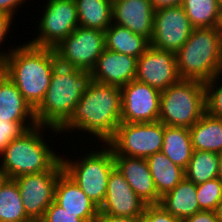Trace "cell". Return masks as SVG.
Instances as JSON below:
<instances>
[{"label": "cell", "mask_w": 222, "mask_h": 222, "mask_svg": "<svg viewBox=\"0 0 222 222\" xmlns=\"http://www.w3.org/2000/svg\"><path fill=\"white\" fill-rule=\"evenodd\" d=\"M121 100L120 87L92 81L59 133L82 131L78 134L91 136L88 140L107 143L121 124Z\"/></svg>", "instance_id": "6da1fadb"}, {"label": "cell", "mask_w": 222, "mask_h": 222, "mask_svg": "<svg viewBox=\"0 0 222 222\" xmlns=\"http://www.w3.org/2000/svg\"><path fill=\"white\" fill-rule=\"evenodd\" d=\"M57 63L54 48L36 47L25 41L15 45L0 70L35 110L45 97Z\"/></svg>", "instance_id": "7a4b0ae2"}, {"label": "cell", "mask_w": 222, "mask_h": 222, "mask_svg": "<svg viewBox=\"0 0 222 222\" xmlns=\"http://www.w3.org/2000/svg\"><path fill=\"white\" fill-rule=\"evenodd\" d=\"M92 81L91 71L57 63L45 97L35 109L37 125L59 130L69 120Z\"/></svg>", "instance_id": "3957f363"}, {"label": "cell", "mask_w": 222, "mask_h": 222, "mask_svg": "<svg viewBox=\"0 0 222 222\" xmlns=\"http://www.w3.org/2000/svg\"><path fill=\"white\" fill-rule=\"evenodd\" d=\"M62 136L57 129L36 125L13 139L0 155V171L10 179L24 174L50 170L60 159V153L48 146L44 130ZM46 138H45V137Z\"/></svg>", "instance_id": "277c9868"}, {"label": "cell", "mask_w": 222, "mask_h": 222, "mask_svg": "<svg viewBox=\"0 0 222 222\" xmlns=\"http://www.w3.org/2000/svg\"><path fill=\"white\" fill-rule=\"evenodd\" d=\"M175 55L181 79L209 82L221 72V28H194Z\"/></svg>", "instance_id": "5b68a950"}, {"label": "cell", "mask_w": 222, "mask_h": 222, "mask_svg": "<svg viewBox=\"0 0 222 222\" xmlns=\"http://www.w3.org/2000/svg\"><path fill=\"white\" fill-rule=\"evenodd\" d=\"M93 148L89 153L85 150L86 155L80 150L79 155L84 154L80 158L61 156V162L63 171L100 207L106 197L108 178L115 167V160L113 150L107 143H99Z\"/></svg>", "instance_id": "8992f818"}, {"label": "cell", "mask_w": 222, "mask_h": 222, "mask_svg": "<svg viewBox=\"0 0 222 222\" xmlns=\"http://www.w3.org/2000/svg\"><path fill=\"white\" fill-rule=\"evenodd\" d=\"M205 112V83L180 79L161 91L158 121L164 125L190 128Z\"/></svg>", "instance_id": "52a82bcc"}, {"label": "cell", "mask_w": 222, "mask_h": 222, "mask_svg": "<svg viewBox=\"0 0 222 222\" xmlns=\"http://www.w3.org/2000/svg\"><path fill=\"white\" fill-rule=\"evenodd\" d=\"M164 124L124 123L118 126L114 136L107 142L113 155L147 158L162 150Z\"/></svg>", "instance_id": "ba28073f"}, {"label": "cell", "mask_w": 222, "mask_h": 222, "mask_svg": "<svg viewBox=\"0 0 222 222\" xmlns=\"http://www.w3.org/2000/svg\"><path fill=\"white\" fill-rule=\"evenodd\" d=\"M47 1L44 9L41 8L40 21L37 20L38 36L28 40V43L36 47L55 48L79 26L77 9L74 0Z\"/></svg>", "instance_id": "9c48e42d"}, {"label": "cell", "mask_w": 222, "mask_h": 222, "mask_svg": "<svg viewBox=\"0 0 222 222\" xmlns=\"http://www.w3.org/2000/svg\"><path fill=\"white\" fill-rule=\"evenodd\" d=\"M104 49V31L78 26L54 48V51L58 63L91 71Z\"/></svg>", "instance_id": "30bf717a"}, {"label": "cell", "mask_w": 222, "mask_h": 222, "mask_svg": "<svg viewBox=\"0 0 222 222\" xmlns=\"http://www.w3.org/2000/svg\"><path fill=\"white\" fill-rule=\"evenodd\" d=\"M63 172L60 159L50 170L14 178L29 218H43L46 209L54 202L55 186Z\"/></svg>", "instance_id": "8fae6325"}, {"label": "cell", "mask_w": 222, "mask_h": 222, "mask_svg": "<svg viewBox=\"0 0 222 222\" xmlns=\"http://www.w3.org/2000/svg\"><path fill=\"white\" fill-rule=\"evenodd\" d=\"M153 24L150 46L175 54L186 43L194 29L182 6L156 10Z\"/></svg>", "instance_id": "7c38bea8"}, {"label": "cell", "mask_w": 222, "mask_h": 222, "mask_svg": "<svg viewBox=\"0 0 222 222\" xmlns=\"http://www.w3.org/2000/svg\"><path fill=\"white\" fill-rule=\"evenodd\" d=\"M161 91L132 80L121 88V122L152 123L159 120Z\"/></svg>", "instance_id": "4fadbf2b"}, {"label": "cell", "mask_w": 222, "mask_h": 222, "mask_svg": "<svg viewBox=\"0 0 222 222\" xmlns=\"http://www.w3.org/2000/svg\"><path fill=\"white\" fill-rule=\"evenodd\" d=\"M181 78L176 55L170 51L149 47L138 59L135 80L163 91Z\"/></svg>", "instance_id": "5bb4252c"}, {"label": "cell", "mask_w": 222, "mask_h": 222, "mask_svg": "<svg viewBox=\"0 0 222 222\" xmlns=\"http://www.w3.org/2000/svg\"><path fill=\"white\" fill-rule=\"evenodd\" d=\"M146 205L119 169L114 167L109 175L106 197L99 212L111 216L141 217Z\"/></svg>", "instance_id": "9a60e30c"}, {"label": "cell", "mask_w": 222, "mask_h": 222, "mask_svg": "<svg viewBox=\"0 0 222 222\" xmlns=\"http://www.w3.org/2000/svg\"><path fill=\"white\" fill-rule=\"evenodd\" d=\"M154 12L150 0H112V23L149 41L153 35Z\"/></svg>", "instance_id": "2e32d148"}, {"label": "cell", "mask_w": 222, "mask_h": 222, "mask_svg": "<svg viewBox=\"0 0 222 222\" xmlns=\"http://www.w3.org/2000/svg\"><path fill=\"white\" fill-rule=\"evenodd\" d=\"M137 58L104 49L95 67L91 70L95 82L122 88L135 80Z\"/></svg>", "instance_id": "e0dca14e"}, {"label": "cell", "mask_w": 222, "mask_h": 222, "mask_svg": "<svg viewBox=\"0 0 222 222\" xmlns=\"http://www.w3.org/2000/svg\"><path fill=\"white\" fill-rule=\"evenodd\" d=\"M115 167L123 174L133 191L147 204H159L158 194L146 158L114 155Z\"/></svg>", "instance_id": "ac0fdd59"}, {"label": "cell", "mask_w": 222, "mask_h": 222, "mask_svg": "<svg viewBox=\"0 0 222 222\" xmlns=\"http://www.w3.org/2000/svg\"><path fill=\"white\" fill-rule=\"evenodd\" d=\"M54 201L84 222H93L99 213V207L65 172L57 180Z\"/></svg>", "instance_id": "d6986e66"}, {"label": "cell", "mask_w": 222, "mask_h": 222, "mask_svg": "<svg viewBox=\"0 0 222 222\" xmlns=\"http://www.w3.org/2000/svg\"><path fill=\"white\" fill-rule=\"evenodd\" d=\"M0 120L36 122L35 110L17 86L0 70Z\"/></svg>", "instance_id": "ffe728a7"}, {"label": "cell", "mask_w": 222, "mask_h": 222, "mask_svg": "<svg viewBox=\"0 0 222 222\" xmlns=\"http://www.w3.org/2000/svg\"><path fill=\"white\" fill-rule=\"evenodd\" d=\"M196 196L197 185L184 177L178 185L161 197L159 204L171 215L184 220L202 211Z\"/></svg>", "instance_id": "44dd1931"}, {"label": "cell", "mask_w": 222, "mask_h": 222, "mask_svg": "<svg viewBox=\"0 0 222 222\" xmlns=\"http://www.w3.org/2000/svg\"><path fill=\"white\" fill-rule=\"evenodd\" d=\"M189 131L193 150L222 152V118L206 111Z\"/></svg>", "instance_id": "7402d4cb"}, {"label": "cell", "mask_w": 222, "mask_h": 222, "mask_svg": "<svg viewBox=\"0 0 222 222\" xmlns=\"http://www.w3.org/2000/svg\"><path fill=\"white\" fill-rule=\"evenodd\" d=\"M104 34L106 49L137 59L150 47V41L147 38L115 23H112Z\"/></svg>", "instance_id": "603a6c76"}, {"label": "cell", "mask_w": 222, "mask_h": 222, "mask_svg": "<svg viewBox=\"0 0 222 222\" xmlns=\"http://www.w3.org/2000/svg\"><path fill=\"white\" fill-rule=\"evenodd\" d=\"M161 151L175 165L185 170L194 151L189 128L164 125Z\"/></svg>", "instance_id": "cb8c5ba5"}, {"label": "cell", "mask_w": 222, "mask_h": 222, "mask_svg": "<svg viewBox=\"0 0 222 222\" xmlns=\"http://www.w3.org/2000/svg\"><path fill=\"white\" fill-rule=\"evenodd\" d=\"M156 190L162 197L185 177L183 168L175 165L162 151L146 158Z\"/></svg>", "instance_id": "d4e9b609"}, {"label": "cell", "mask_w": 222, "mask_h": 222, "mask_svg": "<svg viewBox=\"0 0 222 222\" xmlns=\"http://www.w3.org/2000/svg\"><path fill=\"white\" fill-rule=\"evenodd\" d=\"M80 27L106 31L112 24V0H74Z\"/></svg>", "instance_id": "484cf974"}, {"label": "cell", "mask_w": 222, "mask_h": 222, "mask_svg": "<svg viewBox=\"0 0 222 222\" xmlns=\"http://www.w3.org/2000/svg\"><path fill=\"white\" fill-rule=\"evenodd\" d=\"M182 7L194 28L222 27V10L218 0H184Z\"/></svg>", "instance_id": "4316f807"}, {"label": "cell", "mask_w": 222, "mask_h": 222, "mask_svg": "<svg viewBox=\"0 0 222 222\" xmlns=\"http://www.w3.org/2000/svg\"><path fill=\"white\" fill-rule=\"evenodd\" d=\"M29 219L16 181L6 178L0 185V222H24Z\"/></svg>", "instance_id": "83f0119b"}, {"label": "cell", "mask_w": 222, "mask_h": 222, "mask_svg": "<svg viewBox=\"0 0 222 222\" xmlns=\"http://www.w3.org/2000/svg\"><path fill=\"white\" fill-rule=\"evenodd\" d=\"M218 154L210 151L194 150L186 167L185 177L195 185L218 177Z\"/></svg>", "instance_id": "f1b7e54d"}, {"label": "cell", "mask_w": 222, "mask_h": 222, "mask_svg": "<svg viewBox=\"0 0 222 222\" xmlns=\"http://www.w3.org/2000/svg\"><path fill=\"white\" fill-rule=\"evenodd\" d=\"M196 198L201 210L216 211L222 201V180L217 177L198 184Z\"/></svg>", "instance_id": "f546056e"}, {"label": "cell", "mask_w": 222, "mask_h": 222, "mask_svg": "<svg viewBox=\"0 0 222 222\" xmlns=\"http://www.w3.org/2000/svg\"><path fill=\"white\" fill-rule=\"evenodd\" d=\"M222 72L216 74L205 83L206 111L218 118H222Z\"/></svg>", "instance_id": "4dcf8cb0"}, {"label": "cell", "mask_w": 222, "mask_h": 222, "mask_svg": "<svg viewBox=\"0 0 222 222\" xmlns=\"http://www.w3.org/2000/svg\"><path fill=\"white\" fill-rule=\"evenodd\" d=\"M36 125V122H12L0 120V155L13 139L18 138L24 131L33 128Z\"/></svg>", "instance_id": "1f68e13d"}, {"label": "cell", "mask_w": 222, "mask_h": 222, "mask_svg": "<svg viewBox=\"0 0 222 222\" xmlns=\"http://www.w3.org/2000/svg\"><path fill=\"white\" fill-rule=\"evenodd\" d=\"M141 222H183L169 212H167L160 204L146 205Z\"/></svg>", "instance_id": "d6a6232c"}, {"label": "cell", "mask_w": 222, "mask_h": 222, "mask_svg": "<svg viewBox=\"0 0 222 222\" xmlns=\"http://www.w3.org/2000/svg\"><path fill=\"white\" fill-rule=\"evenodd\" d=\"M42 219L44 222H84L78 215L66 211L55 201L46 209Z\"/></svg>", "instance_id": "836d02e7"}, {"label": "cell", "mask_w": 222, "mask_h": 222, "mask_svg": "<svg viewBox=\"0 0 222 222\" xmlns=\"http://www.w3.org/2000/svg\"><path fill=\"white\" fill-rule=\"evenodd\" d=\"M13 22L15 21L11 16L0 11V65L5 61L6 57L12 52L15 47L14 45H12V48L11 46H9L10 48L8 47L7 51H1V49L3 50V48H1V46L3 47V42L5 43L8 40L10 34L9 32H11L10 30L12 29L11 26L13 27L12 24H14Z\"/></svg>", "instance_id": "e575fe53"}, {"label": "cell", "mask_w": 222, "mask_h": 222, "mask_svg": "<svg viewBox=\"0 0 222 222\" xmlns=\"http://www.w3.org/2000/svg\"><path fill=\"white\" fill-rule=\"evenodd\" d=\"M25 1L27 2L29 0H0V11L8 14L13 19H15L14 15H16L18 11H21L19 10V8H23V4L26 5Z\"/></svg>", "instance_id": "d590c367"}, {"label": "cell", "mask_w": 222, "mask_h": 222, "mask_svg": "<svg viewBox=\"0 0 222 222\" xmlns=\"http://www.w3.org/2000/svg\"><path fill=\"white\" fill-rule=\"evenodd\" d=\"M183 222H220L215 211L202 210L185 218Z\"/></svg>", "instance_id": "8d00e7d4"}, {"label": "cell", "mask_w": 222, "mask_h": 222, "mask_svg": "<svg viewBox=\"0 0 222 222\" xmlns=\"http://www.w3.org/2000/svg\"><path fill=\"white\" fill-rule=\"evenodd\" d=\"M93 222H141V217L111 216L99 212Z\"/></svg>", "instance_id": "74e56055"}, {"label": "cell", "mask_w": 222, "mask_h": 222, "mask_svg": "<svg viewBox=\"0 0 222 222\" xmlns=\"http://www.w3.org/2000/svg\"><path fill=\"white\" fill-rule=\"evenodd\" d=\"M183 1L184 0H150L154 11L161 8L182 6Z\"/></svg>", "instance_id": "f35d334b"}, {"label": "cell", "mask_w": 222, "mask_h": 222, "mask_svg": "<svg viewBox=\"0 0 222 222\" xmlns=\"http://www.w3.org/2000/svg\"><path fill=\"white\" fill-rule=\"evenodd\" d=\"M218 158H219V163H218L219 173H218V177L222 180V152L218 154Z\"/></svg>", "instance_id": "ab89813d"}, {"label": "cell", "mask_w": 222, "mask_h": 222, "mask_svg": "<svg viewBox=\"0 0 222 222\" xmlns=\"http://www.w3.org/2000/svg\"><path fill=\"white\" fill-rule=\"evenodd\" d=\"M217 218L220 222H222V201L218 204V207L216 209Z\"/></svg>", "instance_id": "60d3db41"}, {"label": "cell", "mask_w": 222, "mask_h": 222, "mask_svg": "<svg viewBox=\"0 0 222 222\" xmlns=\"http://www.w3.org/2000/svg\"><path fill=\"white\" fill-rule=\"evenodd\" d=\"M24 222H44L42 218H30Z\"/></svg>", "instance_id": "b9f144b4"}, {"label": "cell", "mask_w": 222, "mask_h": 222, "mask_svg": "<svg viewBox=\"0 0 222 222\" xmlns=\"http://www.w3.org/2000/svg\"><path fill=\"white\" fill-rule=\"evenodd\" d=\"M7 177L0 171V185Z\"/></svg>", "instance_id": "7bdbcfd3"}, {"label": "cell", "mask_w": 222, "mask_h": 222, "mask_svg": "<svg viewBox=\"0 0 222 222\" xmlns=\"http://www.w3.org/2000/svg\"><path fill=\"white\" fill-rule=\"evenodd\" d=\"M221 72H222V27H221Z\"/></svg>", "instance_id": "ee69618b"}, {"label": "cell", "mask_w": 222, "mask_h": 222, "mask_svg": "<svg viewBox=\"0 0 222 222\" xmlns=\"http://www.w3.org/2000/svg\"><path fill=\"white\" fill-rule=\"evenodd\" d=\"M218 4H219V6H220V8L222 10V0H218Z\"/></svg>", "instance_id": "f6af8a7d"}]
</instances>
